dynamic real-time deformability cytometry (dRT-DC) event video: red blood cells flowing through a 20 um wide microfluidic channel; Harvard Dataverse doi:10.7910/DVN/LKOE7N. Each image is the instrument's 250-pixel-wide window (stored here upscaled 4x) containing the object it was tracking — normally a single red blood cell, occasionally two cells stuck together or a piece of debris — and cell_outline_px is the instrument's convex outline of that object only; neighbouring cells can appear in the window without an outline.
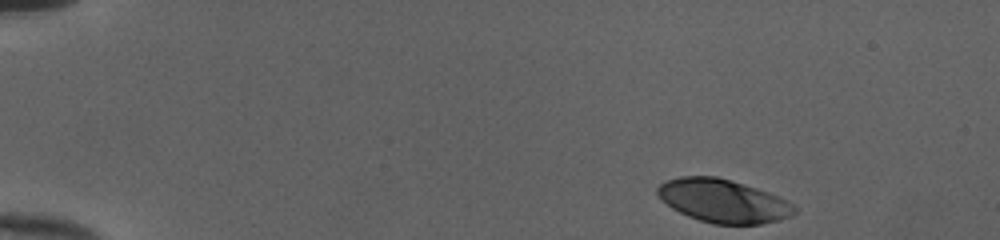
{"species": "human", "species_latin": "Homo sapiens", "temperature_condition": "cold", "stored_images_in_passage": 46, "camera_frame_rate_fps": 3000, "um_per_image_px": 0.085, "donor": {"sex": "female"}, "frame": {"image": 1, "passage_image": 1, "time_ms": 0.0, "image_size_px": [1000, 240], "cell_outline_px": [[796, 212], [792, 216], [780, 220], [760, 224], [712, 224], [688, 216], [672, 208], [656, 192], [656, 188], [664, 180], [680, 176], [716, 176], [732, 180], [768, 192], [792, 204], [796, 208]], "centroid_in_image_um": [61.46, 17.07], "position_along_channel_um": 23.5, "area_um2": 34.39}}
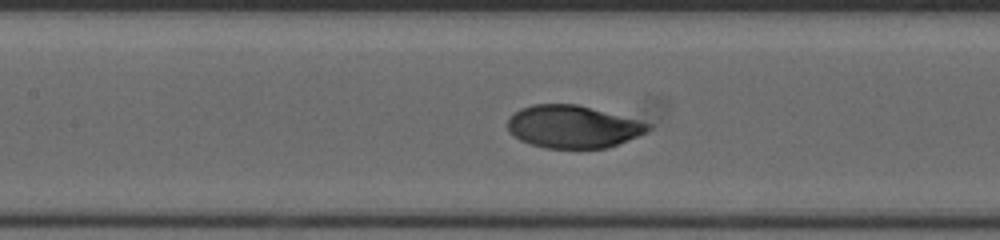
{"frame": {"image": 2, "passage_image": 20, "time_ms": 6.333, "image_size_px": [1000, 240], "cell_outline_px": [[652, 128], [648, 132], [608, 148], [544, 148], [520, 140], [512, 136], [508, 132], [508, 116], [520, 108], [532, 104], [576, 104], [652, 124]], "centroid_in_image_um": [48.66, 10.77], "position_along_channel_um": 158.7, "area_um2": 34.91}}
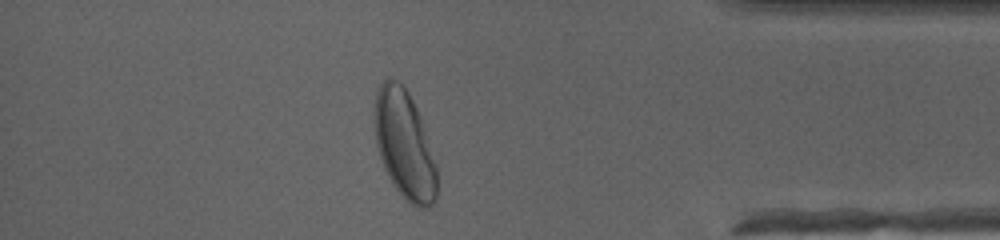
{"frame": {"image": 3, "passage_image": 40, "time_ms": 13.0, "image_size_px": [1000, 240], "cell_outline_px": [[436, 196], [432, 204], [424, 208], [416, 208], [392, 184], [380, 160], [376, 144], [372, 116], [372, 108], [376, 92], [380, 84], [388, 76], [396, 80], [408, 92], [420, 116], [436, 164]], "centroid_in_image_um": [34.32, 12.25], "position_along_channel_um": 400.9, "area_um2": 39.54}, "authors_computed_cell_mechanics": {"area_um2": 35.3736, "velocity_mm_per_s": 3.979, "shape_relaxation_time_tau1_ms": 2.4878, "shape_relaxation_time_tau2_ms": null, "deformation_change_tau1": 0.1497, "deformation_change_tau2": null}}